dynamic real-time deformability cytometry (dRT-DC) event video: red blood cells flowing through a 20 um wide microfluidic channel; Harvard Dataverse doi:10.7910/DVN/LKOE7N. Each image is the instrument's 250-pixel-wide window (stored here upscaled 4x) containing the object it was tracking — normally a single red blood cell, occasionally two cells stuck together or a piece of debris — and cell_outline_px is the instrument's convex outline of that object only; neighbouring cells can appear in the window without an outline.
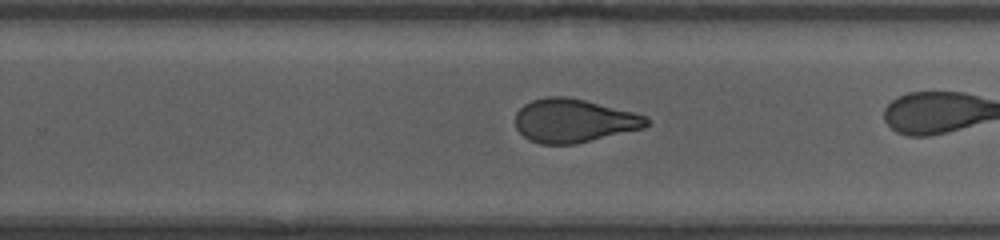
{"species": "human", "species_latin": "Homo sapiens", "temperature_condition": "room temperature", "stored_images_in_passage": 26, "camera_frame_rate_fps": 3000, "um_per_image_px": 0.085, "donor": {"sex": "female"}, "frame": {"image": 1, "passage_image": 19, "time_ms": 6.0, "image_size_px": [1000, 240], "cell_outline_px": [[648, 124], [644, 128], [576, 144], [540, 144], [528, 140], [516, 128], [516, 112], [524, 104], [532, 100], [548, 96], [564, 96], [584, 100], [648, 116]], "centroid_in_image_um": [48.75, 10.26], "position_along_channel_um": 281.0, "area_um2": 33.18}}
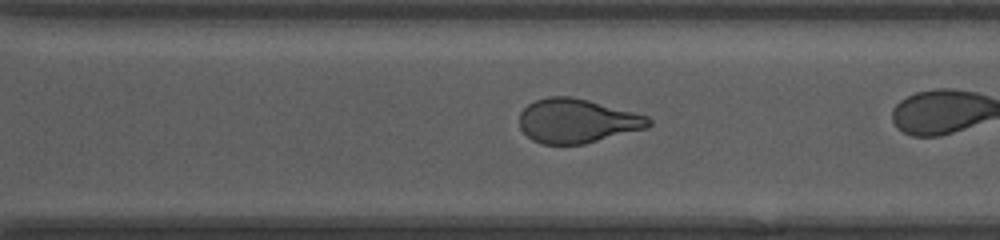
{"frame": {"image": 2, "passage_image": 22, "time_ms": 7.0, "image_size_px": [1000, 240], "cell_outline_px": [[652, 124], [648, 128], [584, 144], [540, 144], [532, 140], [520, 128], [520, 112], [528, 104], [536, 100], [548, 96], [572, 96], [588, 100], [648, 116], [652, 120]], "centroid_in_image_um": [49.06, 10.28], "position_along_channel_um": 321.5, "area_um2": 33.29}}